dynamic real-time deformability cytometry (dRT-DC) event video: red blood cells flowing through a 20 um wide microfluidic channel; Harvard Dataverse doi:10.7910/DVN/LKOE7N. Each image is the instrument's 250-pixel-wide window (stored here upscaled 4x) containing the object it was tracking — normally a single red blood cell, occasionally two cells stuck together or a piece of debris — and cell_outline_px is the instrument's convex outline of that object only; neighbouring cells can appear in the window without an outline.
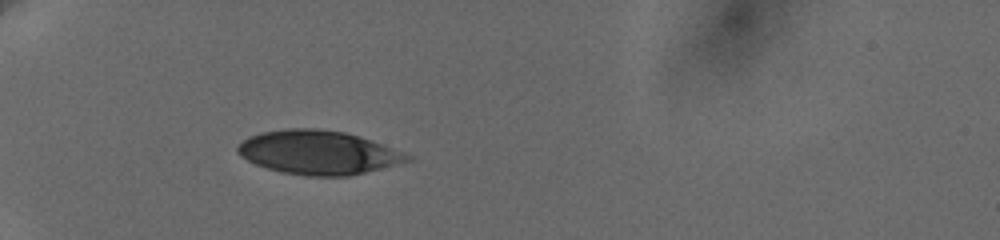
{"species": "human", "species_latin": "Homo sapiens", "temperature_condition": "cold", "stored_images_in_passage": 20, "camera_frame_rate_fps": 3000, "um_per_image_px": 0.085, "donor": {"sex": "female"}, "frame": {"image": 1, "passage_image": 3, "time_ms": 2.333, "image_size_px": [1000, 240], "cell_outline_px": [[412, 160], [348, 176], [308, 176], [280, 172], [256, 164], [240, 156], [236, 152], [236, 148], [248, 136], [260, 132], [288, 128], [316, 128], [344, 132], [404, 152], [412, 156]], "centroid_in_image_um": [27.0, 12.96], "position_along_channel_um": 58.0, "area_um2": 42.95}}
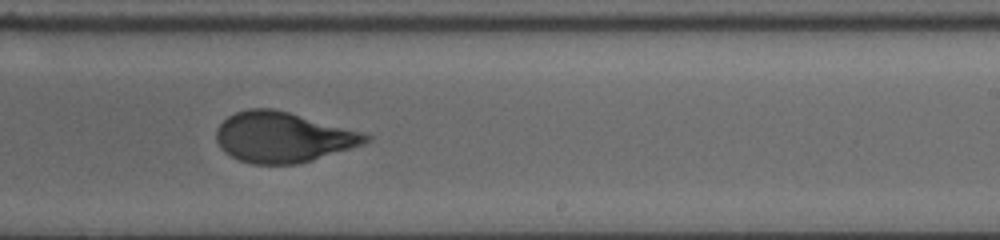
{"frame": {"image": 2, "passage_image": 10, "time_ms": 8.667, "image_size_px": [1000, 240], "cell_outline_px": [[372, 140], [364, 144], [312, 160], [296, 164], [252, 164], [240, 160], [224, 152], [220, 148], [216, 140], [216, 132], [220, 124], [228, 116], [236, 112], [248, 108], [272, 108], [368, 132], [372, 136]], "centroid_in_image_um": [24.1, 11.65], "position_along_channel_um": 264.9, "area_um2": 44.16}}
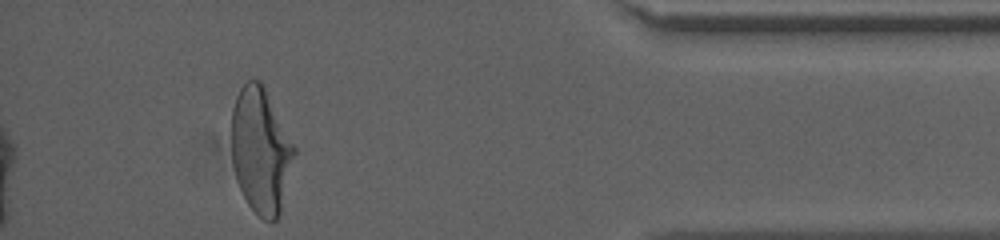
{"frame": {"image": 3, "passage_image": 18, "time_ms": 13.667, "image_size_px": [1000, 240], "cell_outline_px": [[296, 152], [280, 212], [276, 220], [272, 224], [264, 220], [248, 204], [240, 188], [232, 164], [232, 108], [236, 96], [240, 88], [248, 80], [260, 80], [296, 148]], "centroid_in_image_um": [22.16, 12.81], "position_along_channel_um": 413.0, "area_um2": 45.49}, "authors_computed_cell_mechanics": {"area_um2": 44.2748, "velocity_mm_per_s": 3.6364, "shape_relaxation_time_tau1_ms": 5.8583, "shape_relaxation_time_tau2_ms": null, "deformation_change_tau1": 0.1856, "deformation_change_tau2": null}}